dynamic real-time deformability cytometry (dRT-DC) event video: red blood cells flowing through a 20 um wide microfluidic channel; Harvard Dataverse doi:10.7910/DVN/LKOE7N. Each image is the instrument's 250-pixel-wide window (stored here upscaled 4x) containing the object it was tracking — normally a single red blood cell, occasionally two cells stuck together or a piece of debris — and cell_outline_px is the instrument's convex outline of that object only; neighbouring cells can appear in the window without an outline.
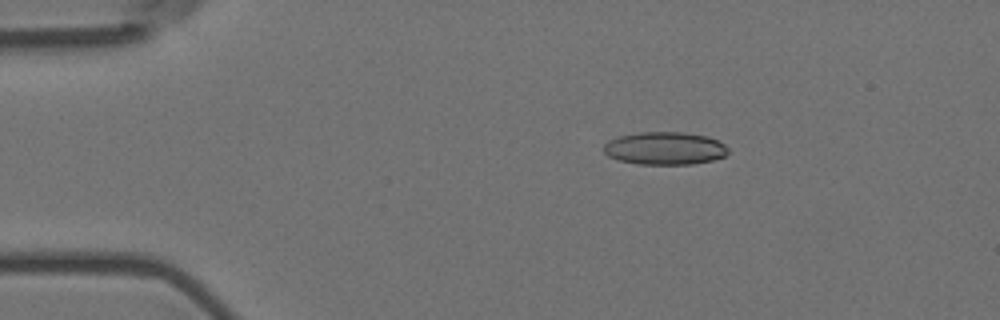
{"species": "Egyptian fruit bat (a non-hibernating species)", "species_latin": "Rousettus aegyptiacus", "temperature_condition": "room temperature", "stored_images_in_passage": 5, "camera_frame_rate_fps": 3000, "um_per_image_px": 0.085, "animal": {"sex": "female"}, "frame": {"image": 1, "passage_image": 3, "time_ms": 0.667, "image_size_px": [1000, 320], "cell_outline_px": [[728, 152], [724, 156], [712, 160], [692, 164], [640, 164], [620, 160], [608, 156], [604, 152], [604, 144], [608, 140], [620, 136], [640, 132], [680, 132], [708, 136], [724, 144], [728, 148]], "centroid_in_image_um": [56.51, 12.6], "position_along_channel_um": 28.5, "area_um2": 23.64}}
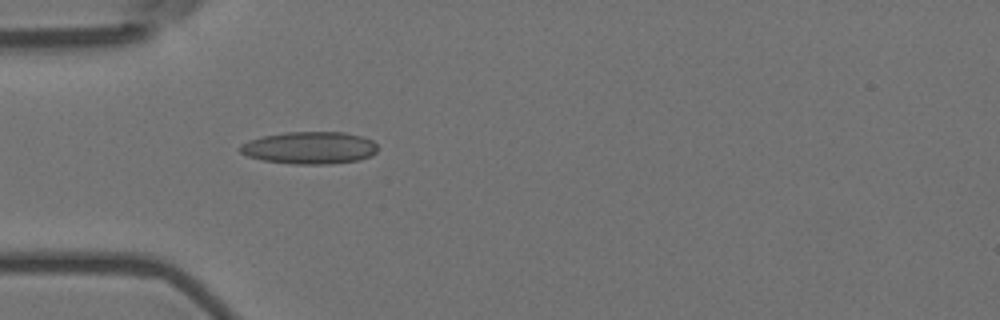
{"frame": {"image": 2, "passage_image": 5, "time_ms": 1.333, "image_size_px": [1000, 320], "cell_outline_px": [[376, 152], [372, 156], [360, 160], [328, 164], [292, 164], [264, 160], [248, 156], [240, 152], [240, 144], [248, 140], [264, 136], [284, 132], [344, 132], [364, 136], [372, 140], [376, 144]], "centroid_in_image_um": [26.34, 12.56], "position_along_channel_um": 58.7, "area_um2": 26.01}}